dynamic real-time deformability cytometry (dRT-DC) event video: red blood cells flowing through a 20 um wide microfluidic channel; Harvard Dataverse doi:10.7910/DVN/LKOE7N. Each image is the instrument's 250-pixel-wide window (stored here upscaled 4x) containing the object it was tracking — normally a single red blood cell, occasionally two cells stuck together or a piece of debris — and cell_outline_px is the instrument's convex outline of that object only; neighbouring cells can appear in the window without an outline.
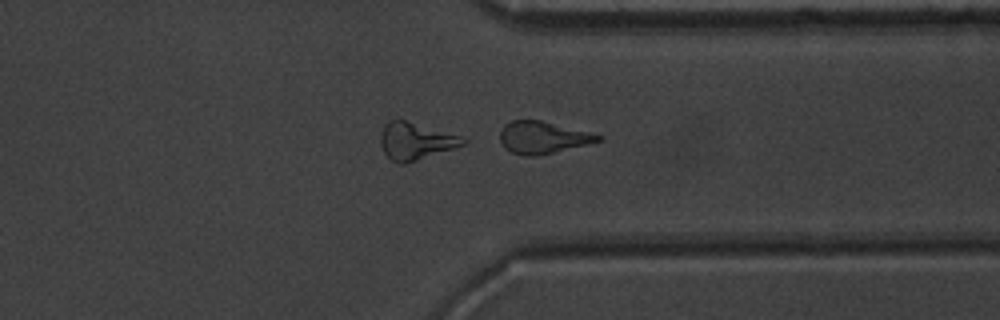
{"species": "common noctule bat (a hibernating species)", "species_latin": "Nyctalus noctula", "temperature_condition": "warm", "stored_images_in_passage": 49, "camera_frame_rate_fps": 3000, "um_per_image_px": 0.085, "animal": {"sex": "male", "body_mass_g": 20.1, "forearm_length_mm": 53.5}, "frame": {"image": 1, "passage_image": 39, "time_ms": 12.667, "image_size_px": [1000, 320], "cell_outline_px": [[604, 136], [600, 140], [588, 144], [536, 156], [528, 156], [512, 152], [504, 148], [500, 144], [500, 132], [504, 124], [512, 120], [540, 120]], "centroid_in_image_um": [46.09, 11.68], "position_along_channel_um": 365.3, "area_um2": 18.15}}